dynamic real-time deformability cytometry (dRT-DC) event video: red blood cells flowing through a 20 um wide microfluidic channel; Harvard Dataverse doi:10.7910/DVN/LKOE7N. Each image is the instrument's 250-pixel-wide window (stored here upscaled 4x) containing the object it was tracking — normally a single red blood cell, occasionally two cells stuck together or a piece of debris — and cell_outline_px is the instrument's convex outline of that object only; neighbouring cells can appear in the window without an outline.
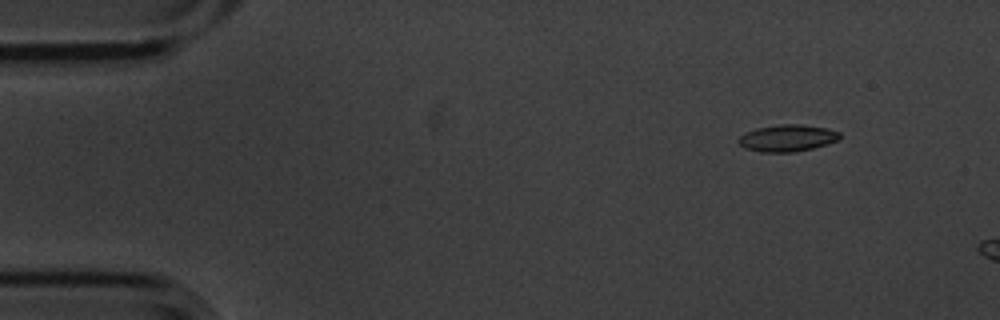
{"species": "common noctule bat (a hibernating species)", "species_latin": "Nyctalus noctula", "temperature_condition": "cold", "stored_images_in_passage": 4, "camera_frame_rate_fps": 3000, "um_per_image_px": 0.085, "animal": {"sex": "male", "body_mass_g": 20.1, "forearm_length_mm": 53.5}, "frame": {"image": 1, "passage_image": 2, "time_ms": 0.333, "image_size_px": [1000, 320], "cell_outline_px": [[840, 140], [828, 144], [812, 148], [792, 152], [760, 152], [744, 148], [736, 140], [740, 136], [756, 128], [780, 124], [800, 124], [824, 128], [840, 132]], "centroid_in_image_um": [66.92, 11.74], "position_along_channel_um": 18.1, "area_um2": 15.78}}